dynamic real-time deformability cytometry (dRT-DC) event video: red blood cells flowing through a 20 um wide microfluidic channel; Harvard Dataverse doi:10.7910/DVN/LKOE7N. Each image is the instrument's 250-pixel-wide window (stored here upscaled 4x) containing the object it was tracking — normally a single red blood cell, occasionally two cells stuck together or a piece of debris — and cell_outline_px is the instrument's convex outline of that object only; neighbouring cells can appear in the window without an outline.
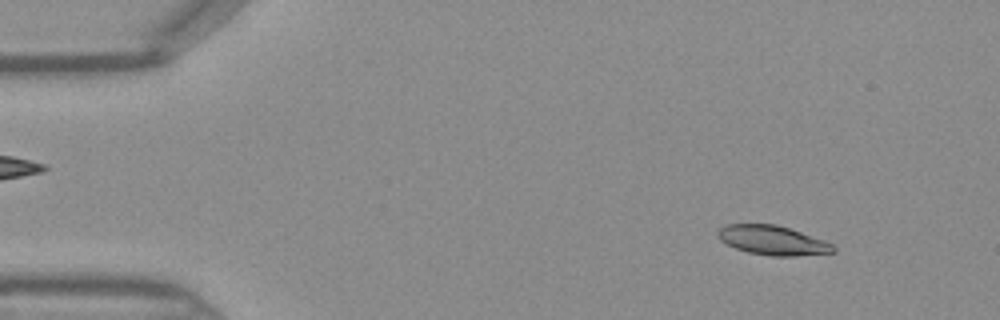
{"species": "Egyptian fruit bat (a non-hibernating species)", "species_latin": "Rousettus aegyptiacus", "temperature_condition": "warm", "stored_images_in_passage": 46, "camera_frame_rate_fps": 3000, "um_per_image_px": 0.085, "frame": {"image": 1, "passage_image": 5, "time_ms": 1.333, "image_size_px": [1000, 320], "cell_outline_px": [[836, 252], [796, 256], [772, 256], [748, 252], [736, 248], [720, 240], [716, 232], [720, 228], [728, 224], [776, 224], [824, 240], [832, 244], [836, 248]], "centroid_in_image_um": [65.68, 20.43], "position_along_channel_um": 19.3, "area_um2": 19.59}}
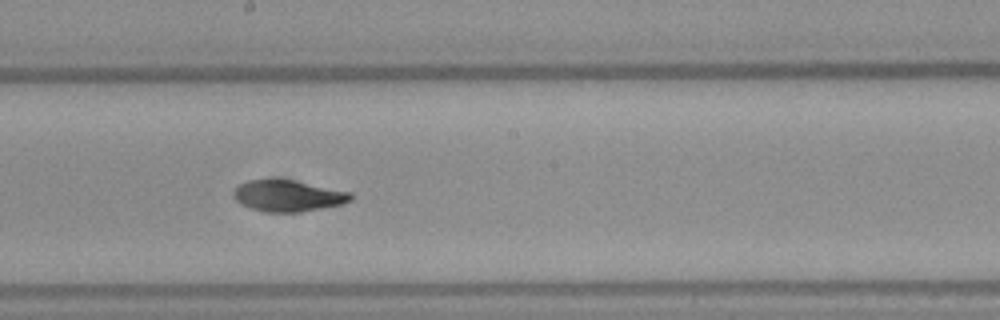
{"frame": {"image": 2, "passage_image": 25, "time_ms": 8.0, "image_size_px": [1000, 320], "cell_outline_px": [[352, 200], [340, 204], [324, 208], [300, 212], [268, 212], [248, 208], [240, 204], [232, 196], [232, 192], [240, 184], [248, 180], [292, 180], [352, 192]], "centroid_in_image_um": [24.46, 16.66], "position_along_channel_um": 223.7, "area_um2": 21.33}}
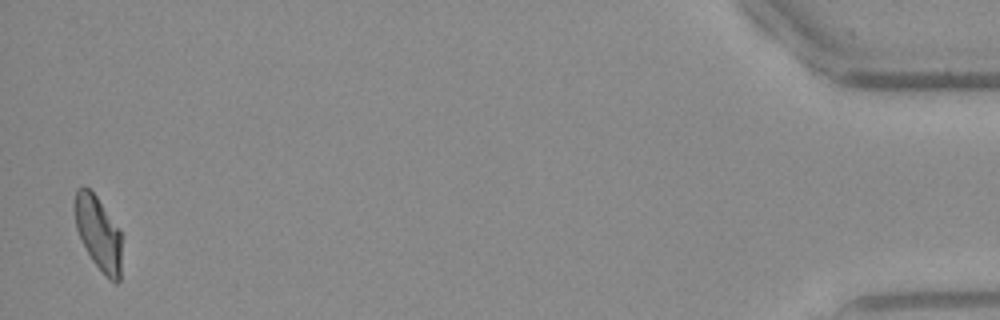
{"frame": {"image": 3, "passage_image": 45, "time_ms": 14.667, "image_size_px": [1000, 320], "cell_outline_px": [[120, 280], [116, 284], [108, 280], [104, 276], [92, 260], [76, 228], [76, 188], [84, 184], [96, 196], [120, 228]], "centroid_in_image_um": [8.38, 19.84], "position_along_channel_um": 426.8, "area_um2": 19.94}}